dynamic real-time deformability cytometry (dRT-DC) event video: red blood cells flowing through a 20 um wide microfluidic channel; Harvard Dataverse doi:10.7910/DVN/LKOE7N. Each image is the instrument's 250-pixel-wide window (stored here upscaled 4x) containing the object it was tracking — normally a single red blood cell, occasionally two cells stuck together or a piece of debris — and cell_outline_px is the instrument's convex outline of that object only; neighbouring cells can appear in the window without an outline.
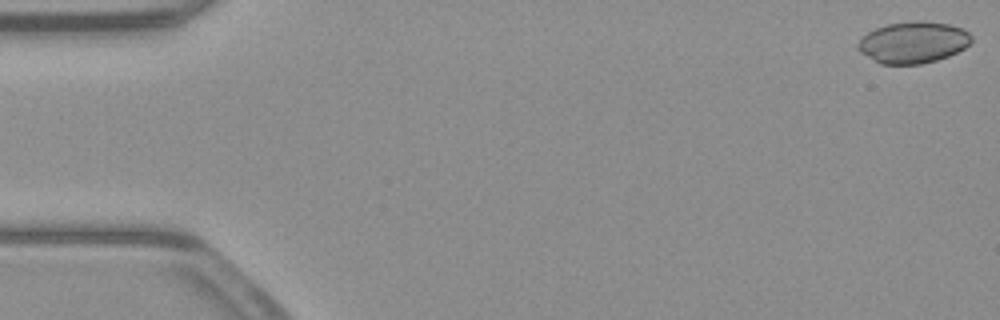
{"species": "common noctule bat (a hibernating species)", "species_latin": "Nyctalus noctula", "temperature_condition": "warm", "stored_images_in_passage": 52, "camera_frame_rate_fps": 3000, "um_per_image_px": 0.085, "animal": {"sex": "male", "body_mass_g": 23.1, "forearm_length_mm": 52.7}, "frame": {"image": 1, "passage_image": 1, "time_ms": 0.0, "image_size_px": [1000, 320], "cell_outline_px": [[972, 40], [964, 48], [948, 56], [936, 60], [920, 64], [880, 64], [860, 52], [856, 44], [860, 36], [876, 28], [888, 24], [916, 20], [920, 20], [948, 24], [964, 28], [972, 36]], "centroid_in_image_um": [77.6, 3.59], "position_along_channel_um": 7.4, "area_um2": 27.57}}
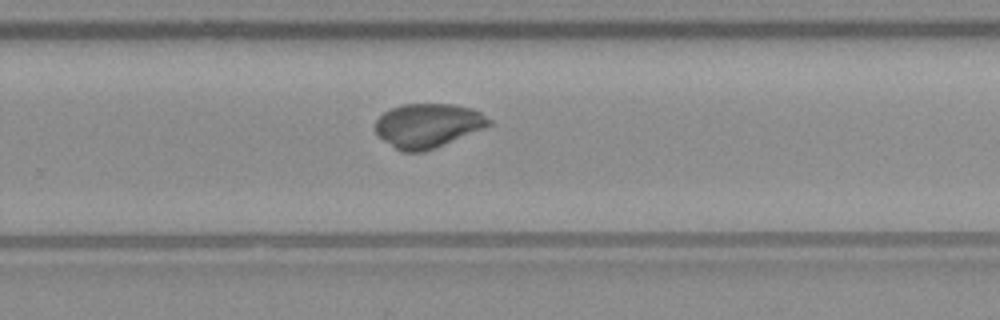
{"frame": {"image": 2, "passage_image": 34, "time_ms": 11.0, "image_size_px": [1000, 320], "cell_outline_px": [[492, 124], [484, 128], [424, 152], [404, 152], [396, 148], [384, 140], [376, 132], [376, 120], [384, 112], [392, 108], [404, 104], [456, 104], [472, 108], [480, 112], [492, 120]], "centroid_in_image_um": [36.4, 10.66], "position_along_channel_um": 293.4, "area_um2": 28.96}}
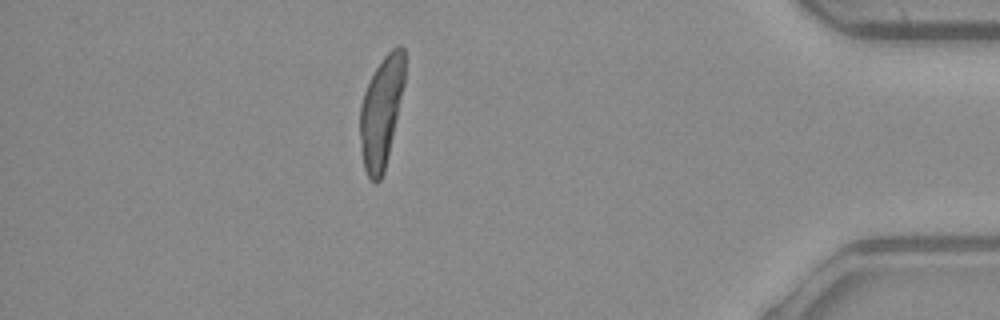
{"frame": {"image": 3, "passage_image": 46, "time_ms": 15.0, "image_size_px": [1000, 320], "cell_outline_px": [[404, 84], [384, 172], [380, 180], [376, 184], [368, 176], [364, 168], [360, 148], [360, 104], [364, 92], [376, 68], [384, 56], [392, 48], [400, 44], [404, 48]], "centroid_in_image_um": [32.39, 9.51], "position_along_channel_um": 402.8, "area_um2": 28.44}}